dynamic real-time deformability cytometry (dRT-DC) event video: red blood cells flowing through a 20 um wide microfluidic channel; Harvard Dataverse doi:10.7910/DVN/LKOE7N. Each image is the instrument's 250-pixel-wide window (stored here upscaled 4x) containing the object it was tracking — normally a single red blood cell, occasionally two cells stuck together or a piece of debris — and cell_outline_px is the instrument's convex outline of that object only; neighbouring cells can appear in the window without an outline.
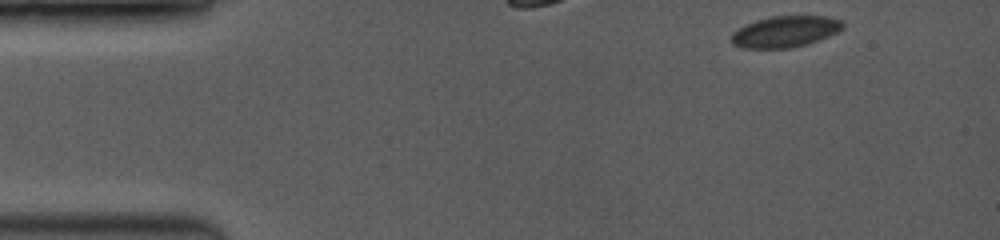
{"species": "common noctule bat (a hibernating species)", "species_latin": "Nyctalus noctula", "temperature_condition": "room temperature", "stored_images_in_passage": 9, "camera_frame_rate_fps": 3500, "um_per_image_px": 0.085, "animal": {"sex": "female", "body_mass_g": 19.0, "forearm_length_mm": 53.3}, "frame": {"image": 1, "passage_image": 1, "time_ms": 0.0, "image_size_px": [1000, 240], "cell_outline_px": [[844, 28], [828, 36], [808, 44], [788, 48], [740, 48], [732, 44], [732, 32], [744, 24], [756, 20], [772, 16], [824, 16], [840, 20], [844, 24]], "centroid_in_image_um": [66.71, 2.69], "position_along_channel_um": 18.3, "area_um2": 20.29}}
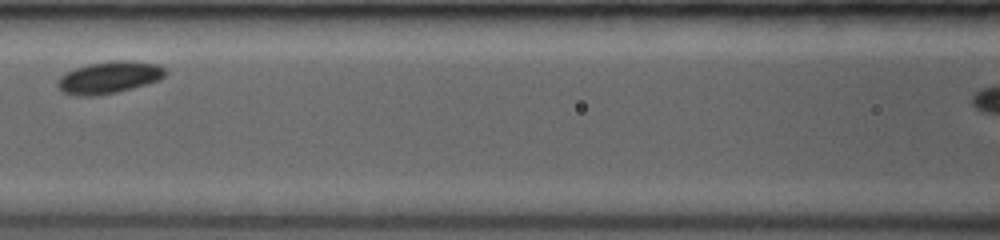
{"frame": {"image": 2, "passage_image": 7, "time_ms": 4.0, "image_size_px": [1000, 240], "cell_outline_px": [[168, 72], [160, 80], [132, 88], [116, 92], [96, 96], [76, 96], [64, 92], [56, 84], [56, 80], [60, 76], [76, 68], [88, 64], [112, 60], [132, 60], [156, 64], [164, 68]], "centroid_in_image_um": [9.28, 6.58], "position_along_channel_um": 157.3, "area_um2": 20.17}}
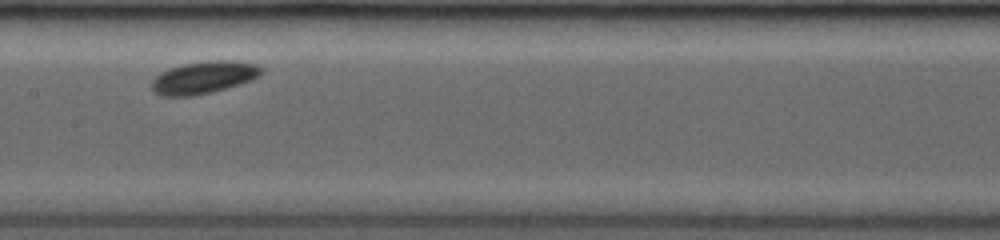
{"frame": {"image": 3, "passage_image": 8, "time_ms": 4.857, "image_size_px": [1000, 240], "cell_outline_px": [[264, 72], [252, 80], [240, 84], [192, 96], [160, 96], [152, 88], [152, 80], [160, 72], [168, 68], [184, 64], [208, 60], [236, 60], [256, 64], [264, 68]], "centroid_in_image_um": [17.34, 6.56], "position_along_channel_um": 190.1, "area_um2": 20.69}}